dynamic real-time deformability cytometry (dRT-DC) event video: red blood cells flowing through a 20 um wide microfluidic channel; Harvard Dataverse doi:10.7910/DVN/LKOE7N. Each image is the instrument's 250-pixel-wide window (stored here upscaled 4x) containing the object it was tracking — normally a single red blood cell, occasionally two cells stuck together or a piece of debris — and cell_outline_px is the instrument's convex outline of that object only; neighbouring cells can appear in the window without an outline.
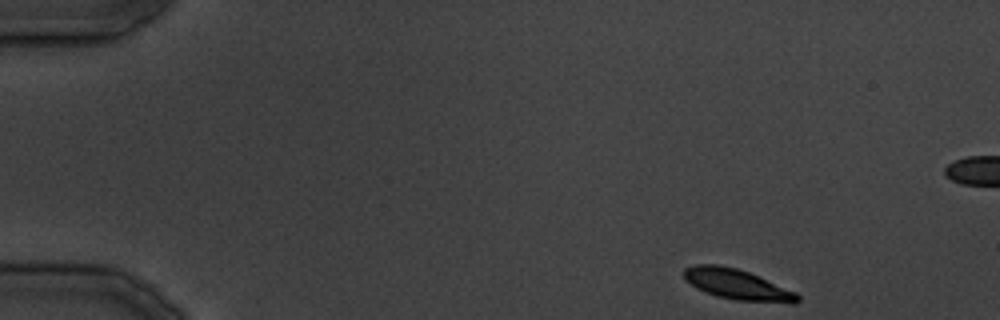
{"species": "common noctule bat (a hibernating species)", "species_latin": "Nyctalus noctula", "temperature_condition": "cold", "stored_images_in_passage": 31, "camera_frame_rate_fps": 3000, "um_per_image_px": 0.085, "animal": {"sex": "male", "body_mass_g": 19.5, "forearm_length_mm": 54.6}, "frame": {"image": 1, "passage_image": 1, "time_ms": 0.0, "image_size_px": [1000, 320], "cell_outline_px": [[800, 300], [796, 304], [792, 304], [736, 300], [716, 296], [704, 292], [696, 288], [684, 280], [684, 268], [696, 264], [716, 264], [736, 268], [748, 272], [796, 292], [800, 296]], "centroid_in_image_um": [62.67, 24.2], "position_along_channel_um": 22.3, "area_um2": 20.29}}